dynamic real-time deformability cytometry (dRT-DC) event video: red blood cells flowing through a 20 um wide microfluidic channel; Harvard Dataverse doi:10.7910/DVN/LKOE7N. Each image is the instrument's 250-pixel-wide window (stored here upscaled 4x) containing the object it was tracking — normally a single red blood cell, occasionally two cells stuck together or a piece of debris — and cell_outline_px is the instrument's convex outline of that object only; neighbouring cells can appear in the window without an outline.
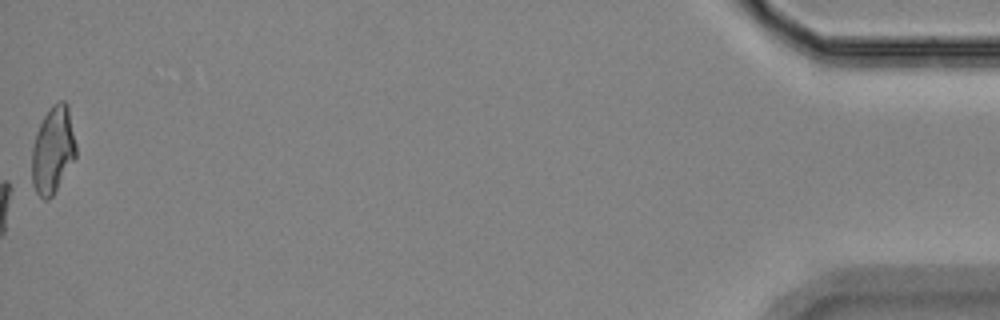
{"species": "Egyptian fruit bat (a non-hibernating species)", "species_latin": "Rousettus aegyptiacus", "temperature_condition": "room temperature", "stored_images_in_passage": 57, "camera_frame_rate_fps": 3000, "um_per_image_px": 0.085, "animal": {"sex": "female"}, "frame": {"image": 1, "passage_image": 57, "time_ms": 18.667, "image_size_px": [1000, 320], "cell_outline_px": [[76, 156], [52, 196], [48, 200], [44, 200], [36, 192], [32, 184], [32, 148], [36, 132], [44, 116], [52, 104], [60, 100], [64, 100], [68, 104], [76, 144]], "centroid_in_image_um": [4.5, 12.73], "position_along_channel_um": 430.7, "area_um2": 22.31}, "authors_computed_cell_mechanics": {"area_um2": 18.7272, "velocity_mm_per_s": 3.5337, "shape_relaxation_time_tau1_ms": 11.3289, "shape_relaxation_time_tau2_ms": 3.7003, "deformation_change_tau1": 0.2537, "deformation_change_tau2": 0.0848}}